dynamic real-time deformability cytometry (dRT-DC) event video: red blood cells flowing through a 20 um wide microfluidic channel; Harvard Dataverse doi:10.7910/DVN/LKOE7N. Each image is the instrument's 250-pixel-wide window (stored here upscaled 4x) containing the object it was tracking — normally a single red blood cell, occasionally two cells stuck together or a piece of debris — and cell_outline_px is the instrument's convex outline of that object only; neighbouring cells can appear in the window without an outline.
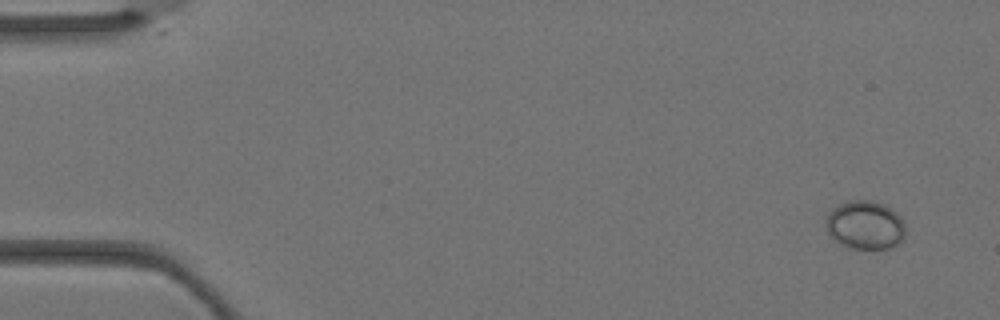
{"species": "Egyptian fruit bat (a non-hibernating species)", "species_latin": "Rousettus aegyptiacus", "temperature_condition": "warm", "stored_images_in_passage": 3, "camera_frame_rate_fps": 3000, "um_per_image_px": 0.085, "animal": {"sex": "female"}, "frame": {"image": 1, "passage_image": 3, "time_ms": 0.667, "image_size_px": [1000, 320], "cell_outline_px": [[904, 236], [896, 244], [888, 248], [848, 248], [836, 240], [828, 232], [828, 212], [832, 208], [848, 200], [868, 200], [880, 204], [896, 212], [904, 220]], "centroid_in_image_um": [73.54, 19.12], "position_along_channel_um": 11.5, "area_um2": 21.96}}